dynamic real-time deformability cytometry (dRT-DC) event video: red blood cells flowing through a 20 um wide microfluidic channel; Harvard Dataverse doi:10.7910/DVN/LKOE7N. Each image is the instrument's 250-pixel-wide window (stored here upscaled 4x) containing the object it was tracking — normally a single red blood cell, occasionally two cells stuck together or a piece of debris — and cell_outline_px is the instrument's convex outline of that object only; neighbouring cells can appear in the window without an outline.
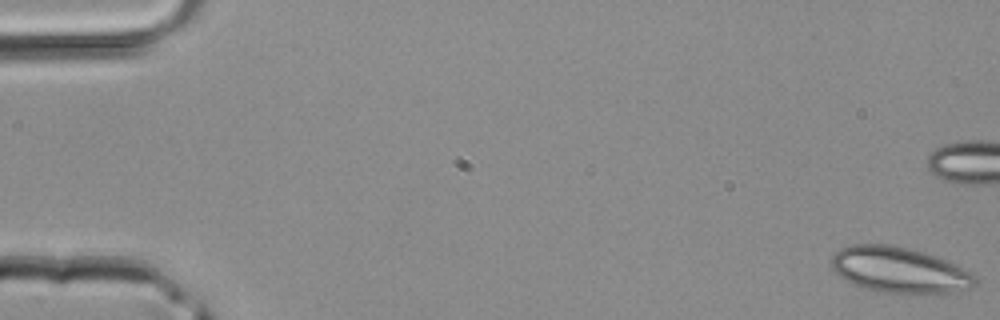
{"species": "common noctule bat (a hibernating species)", "species_latin": "Nyctalus noctula", "temperature_condition": "room temperature", "stored_images_in_passage": 44, "camera_frame_rate_fps": 3000, "um_per_image_px": 0.085, "animal": {"sex": "male", "body_mass_g": 20.4}, "frame": {"image": 1, "passage_image": 1, "time_ms": 0.0, "image_size_px": [1000, 320], "cell_outline_px": [[976, 284], [968, 288], [952, 292], [920, 296], [884, 292], [868, 288], [856, 284], [840, 276], [832, 268], [828, 260], [840, 248], [852, 244], [888, 244], [908, 248], [924, 252], [936, 256], [972, 272], [976, 276]], "centroid_in_image_um": [76.46, 22.96], "position_along_channel_um": 8.5, "area_um2": 38.67}}
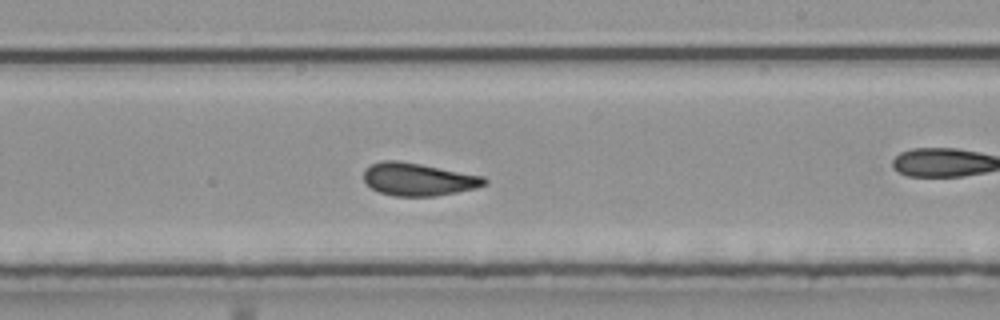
{"frame": {"image": 2, "passage_image": 26, "time_ms": 8.333, "image_size_px": [1000, 320], "cell_outline_px": [[488, 184], [476, 188], [436, 196], [392, 196], [380, 192], [372, 188], [364, 180], [364, 168], [372, 164], [384, 160], [396, 160], [420, 164], [484, 176], [488, 180]], "centroid_in_image_um": [35.57, 15.24], "position_along_channel_um": 253.4, "area_um2": 23.0}}
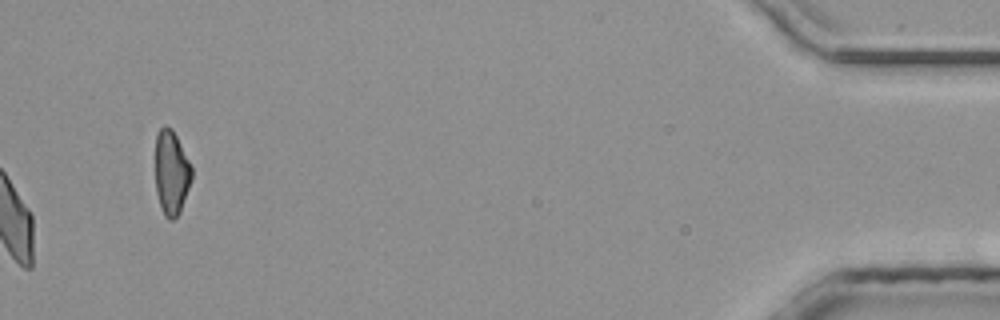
{"frame": {"image": 3, "passage_image": 44, "time_ms": 14.333, "image_size_px": [1000, 320], "cell_outline_px": [[192, 176], [180, 212], [172, 220], [168, 220], [164, 216], [156, 192], [156, 136], [160, 128], [164, 124], [172, 128], [192, 168]], "centroid_in_image_um": [14.55, 14.67], "position_along_channel_um": 420.6, "area_um2": 17.63}}